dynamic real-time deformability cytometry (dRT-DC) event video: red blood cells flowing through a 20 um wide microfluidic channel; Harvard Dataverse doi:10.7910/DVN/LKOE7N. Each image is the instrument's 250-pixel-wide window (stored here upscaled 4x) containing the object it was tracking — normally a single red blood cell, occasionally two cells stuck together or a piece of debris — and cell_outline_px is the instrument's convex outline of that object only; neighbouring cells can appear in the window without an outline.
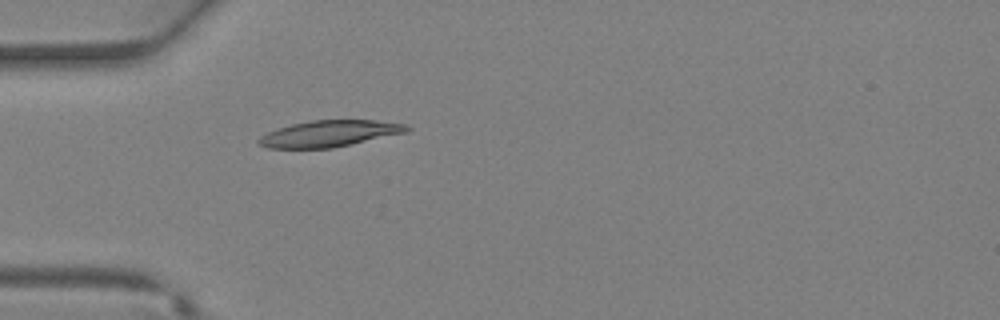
{"species": "Egyptian fruit bat (a non-hibernating species)", "species_latin": "Rousettus aegyptiacus", "temperature_condition": "warm", "stored_images_in_passage": 2, "camera_frame_rate_fps": 3000, "um_per_image_px": 0.085, "animal": {"sex": "female"}, "frame": {"image": 1, "passage_image": 2, "time_ms": 0.333, "image_size_px": [1000, 320], "cell_outline_px": [[412, 128], [408, 132], [332, 148], [268, 148], [260, 144], [256, 140], [260, 136], [268, 132], [292, 124], [312, 120], [376, 120], [408, 124]], "centroid_in_image_um": [28.05, 11.35], "position_along_channel_um": 56.9, "area_um2": 22.72}}